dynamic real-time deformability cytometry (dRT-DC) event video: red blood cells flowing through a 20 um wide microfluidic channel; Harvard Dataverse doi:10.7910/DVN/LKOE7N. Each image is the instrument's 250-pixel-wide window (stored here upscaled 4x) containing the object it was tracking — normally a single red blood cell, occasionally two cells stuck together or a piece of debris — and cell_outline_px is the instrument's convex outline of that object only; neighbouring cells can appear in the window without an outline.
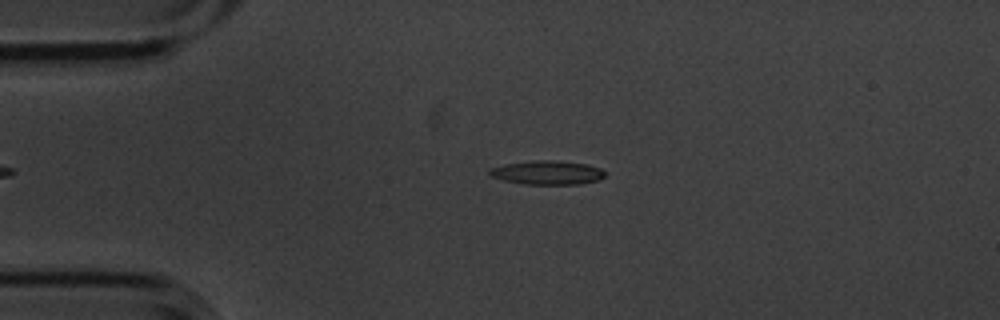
{"species": "common noctule bat (a hibernating species)", "species_latin": "Nyctalus noctula", "temperature_condition": "cold", "stored_images_in_passage": 2, "camera_frame_rate_fps": 3000, "um_per_image_px": 0.085, "animal": {"sex": "male", "body_mass_g": 20.1, "forearm_length_mm": 53.5}, "frame": {"image": 1, "passage_image": 1, "time_ms": 0.0, "image_size_px": [1000, 320], "cell_outline_px": [[604, 176], [596, 180], [580, 184], [524, 184], [504, 180], [492, 176], [488, 172], [488, 168], [504, 164], [532, 160], [556, 160], [588, 164], [600, 168], [604, 172]], "centroid_in_image_um": [46.49, 14.66], "position_along_channel_um": 38.5, "area_um2": 16.07}}